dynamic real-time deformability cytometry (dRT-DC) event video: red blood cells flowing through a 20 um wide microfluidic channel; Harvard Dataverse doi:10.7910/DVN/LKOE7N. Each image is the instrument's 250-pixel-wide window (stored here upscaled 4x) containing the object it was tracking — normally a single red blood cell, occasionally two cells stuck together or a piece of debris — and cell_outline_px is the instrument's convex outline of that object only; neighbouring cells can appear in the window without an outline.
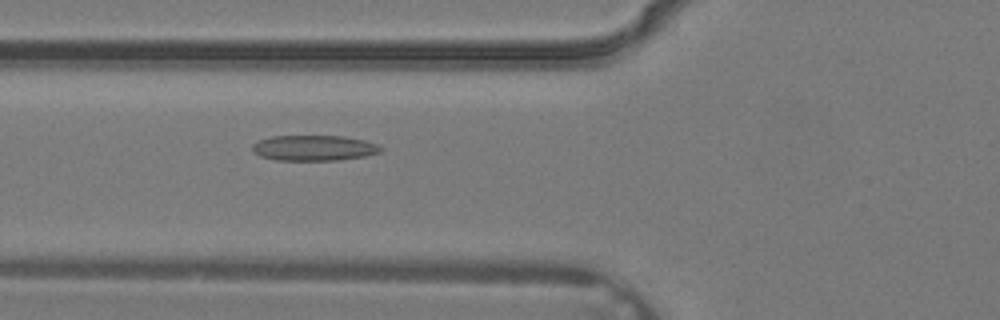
{"species": "common noctule bat (a hibernating species)", "species_latin": "Nyctalus noctula", "temperature_condition": "warm", "stored_images_in_passage": 4, "camera_frame_rate_fps": 3000, "um_per_image_px": 0.085, "animal": {"sex": "male", "body_mass_g": 19.2, "forearm_length_mm": 51.8}, "frame": {"image": 1, "passage_image": 4, "time_ms": 1.0, "image_size_px": [1000, 320], "cell_outline_px": [[384, 148], [380, 152], [364, 156], [340, 160], [276, 160], [260, 156], [252, 152], [252, 144], [260, 140], [272, 136], [344, 136], [364, 140], [380, 144]], "centroid_in_image_um": [26.71, 12.57], "position_along_channel_um": 99.1, "area_um2": 19.19}}